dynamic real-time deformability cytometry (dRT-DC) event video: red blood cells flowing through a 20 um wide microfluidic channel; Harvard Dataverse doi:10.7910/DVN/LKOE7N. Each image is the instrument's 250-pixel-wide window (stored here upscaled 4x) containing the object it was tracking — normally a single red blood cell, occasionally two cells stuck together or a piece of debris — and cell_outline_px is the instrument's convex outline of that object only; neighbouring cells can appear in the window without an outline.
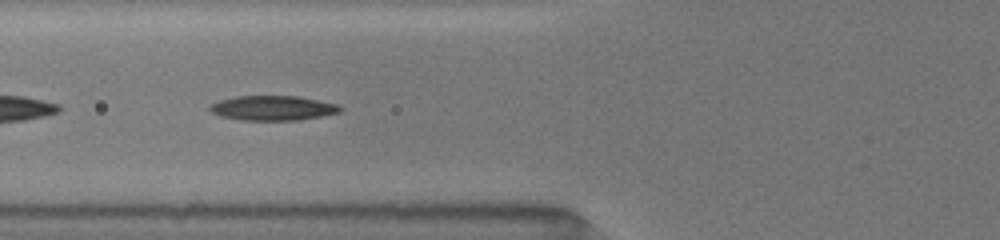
{"species": "common noctule bat (a hibernating species)", "species_latin": "Nyctalus noctula", "temperature_condition": "room temperature", "stored_images_in_passage": 29, "segment_of_instrument_passage": [2, 2], "camera_frame_rate_fps": 3000, "um_per_image_px": 0.085, "animal": {"sex": "female", "body_mass_g": 19.5, "forearm_length_mm": 54.1}, "frame": {"image": 1, "passage_image": 20, "time_ms": 6.667, "image_size_px": [1000, 240], "cell_outline_px": [[340, 112], [320, 116], [296, 120], [240, 120], [220, 116], [212, 112], [208, 108], [212, 104], [220, 100], [236, 96], [300, 96], [336, 104], [340, 108]], "centroid_in_image_um": [23.15, 9.18], "position_along_channel_um": 102.7, "area_um2": 18.55}}
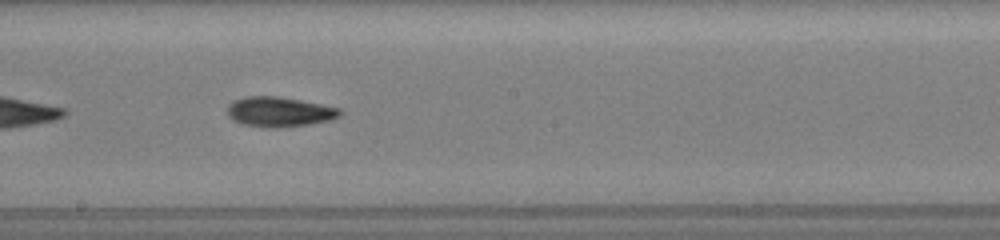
{"frame": {"image": 2, "passage_image": 27, "time_ms": 9.667, "image_size_px": [1000, 240], "cell_outline_px": [[340, 116], [328, 120], [308, 124], [276, 128], [268, 128], [244, 124], [232, 120], [228, 116], [228, 104], [232, 100], [244, 96], [280, 96], [340, 108]], "centroid_in_image_um": [23.68, 9.49], "position_along_channel_um": 224.5, "area_um2": 19.59}}